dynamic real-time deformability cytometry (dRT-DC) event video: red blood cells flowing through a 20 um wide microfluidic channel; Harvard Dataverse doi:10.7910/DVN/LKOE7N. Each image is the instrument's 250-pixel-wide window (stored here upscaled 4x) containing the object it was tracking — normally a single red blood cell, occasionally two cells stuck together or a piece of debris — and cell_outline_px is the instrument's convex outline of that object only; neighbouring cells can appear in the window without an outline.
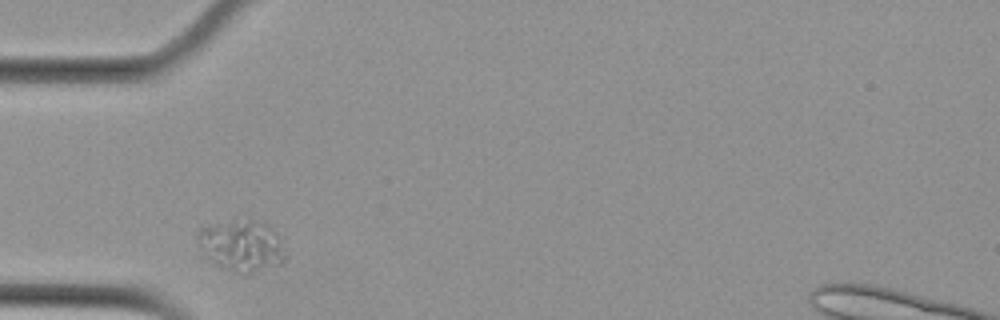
{"species": "Egyptian fruit bat (a non-hibernating species)", "species_latin": "Rousettus aegyptiacus", "temperature_condition": "cold", "stored_images_in_passage": 41, "camera_frame_rate_fps": 3000, "um_per_image_px": 0.085, "animal": {"sex": "female"}, "frame": {"image": 1, "passage_image": 1, "time_ms": 0.0, "image_size_px": [1000, 320], "cell_outline_px": [[288, 256], [280, 264], [248, 276], [244, 276], [224, 268], [216, 264], [208, 256], [200, 244], [200, 228], [248, 220], [256, 220], [268, 224], [276, 232], [288, 252]], "centroid_in_image_um": [20.7, 20.95], "position_along_channel_um": 64.3, "area_um2": 25.78}}
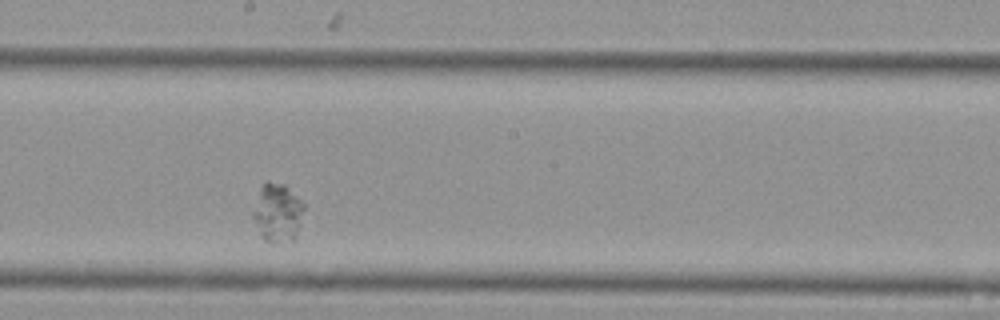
{"frame": {"image": 2, "passage_image": 15, "time_ms": 4.667, "image_size_px": [1000, 320], "cell_outline_px": [[304, 208], [296, 236], [292, 240], [276, 244], [272, 244], [264, 240], [260, 236], [252, 216], [252, 212], [260, 188], [268, 180], [284, 184], [304, 204]], "centroid_in_image_um": [23.56, 18.11], "position_along_channel_um": 224.6, "area_um2": 17.4}}
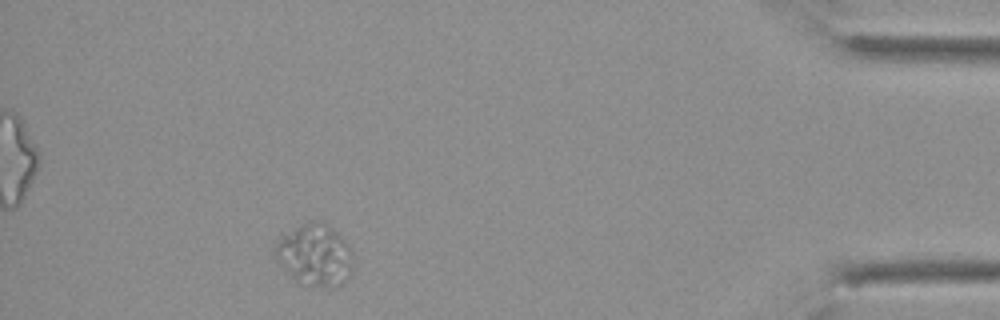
{"frame": {"image": 3, "passage_image": 35, "time_ms": 11.333, "image_size_px": [1000, 320], "cell_outline_px": [[352, 276], [344, 284], [332, 288], [324, 288], [296, 280], [276, 260], [272, 252], [272, 248], [276, 240], [284, 232], [304, 224], [316, 220], [320, 220], [328, 224], [352, 248]], "centroid_in_image_um": [26.77, 21.67], "position_along_channel_um": 408.4, "area_um2": 28.5}}